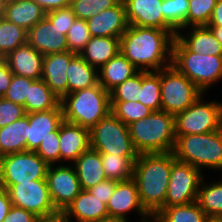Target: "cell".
Here are the masks:
<instances>
[{
    "label": "cell",
    "mask_w": 222,
    "mask_h": 222,
    "mask_svg": "<svg viewBox=\"0 0 222 222\" xmlns=\"http://www.w3.org/2000/svg\"><path fill=\"white\" fill-rule=\"evenodd\" d=\"M174 38L168 30L129 25L120 37L119 51L139 71H159L172 65Z\"/></svg>",
    "instance_id": "obj_1"
},
{
    "label": "cell",
    "mask_w": 222,
    "mask_h": 222,
    "mask_svg": "<svg viewBox=\"0 0 222 222\" xmlns=\"http://www.w3.org/2000/svg\"><path fill=\"white\" fill-rule=\"evenodd\" d=\"M173 152L139 154L134 163L133 179L138 188L139 199L145 210L153 216L165 203Z\"/></svg>",
    "instance_id": "obj_2"
},
{
    "label": "cell",
    "mask_w": 222,
    "mask_h": 222,
    "mask_svg": "<svg viewBox=\"0 0 222 222\" xmlns=\"http://www.w3.org/2000/svg\"><path fill=\"white\" fill-rule=\"evenodd\" d=\"M133 145L139 154L173 152L176 144L175 116L163 110L128 125Z\"/></svg>",
    "instance_id": "obj_3"
},
{
    "label": "cell",
    "mask_w": 222,
    "mask_h": 222,
    "mask_svg": "<svg viewBox=\"0 0 222 222\" xmlns=\"http://www.w3.org/2000/svg\"><path fill=\"white\" fill-rule=\"evenodd\" d=\"M60 105L66 122L90 130L111 112L110 92L98 83L64 95L60 99Z\"/></svg>",
    "instance_id": "obj_4"
},
{
    "label": "cell",
    "mask_w": 222,
    "mask_h": 222,
    "mask_svg": "<svg viewBox=\"0 0 222 222\" xmlns=\"http://www.w3.org/2000/svg\"><path fill=\"white\" fill-rule=\"evenodd\" d=\"M173 153L176 160L199 170L207 167L222 171V128L204 134L176 135Z\"/></svg>",
    "instance_id": "obj_5"
},
{
    "label": "cell",
    "mask_w": 222,
    "mask_h": 222,
    "mask_svg": "<svg viewBox=\"0 0 222 222\" xmlns=\"http://www.w3.org/2000/svg\"><path fill=\"white\" fill-rule=\"evenodd\" d=\"M172 65L203 93L222 79V56L193 53L176 37L172 44Z\"/></svg>",
    "instance_id": "obj_6"
},
{
    "label": "cell",
    "mask_w": 222,
    "mask_h": 222,
    "mask_svg": "<svg viewBox=\"0 0 222 222\" xmlns=\"http://www.w3.org/2000/svg\"><path fill=\"white\" fill-rule=\"evenodd\" d=\"M90 148L111 155L139 156L129 134L128 125L112 112L90 129Z\"/></svg>",
    "instance_id": "obj_7"
},
{
    "label": "cell",
    "mask_w": 222,
    "mask_h": 222,
    "mask_svg": "<svg viewBox=\"0 0 222 222\" xmlns=\"http://www.w3.org/2000/svg\"><path fill=\"white\" fill-rule=\"evenodd\" d=\"M161 110L176 115L204 94L187 76L173 65L160 69Z\"/></svg>",
    "instance_id": "obj_8"
},
{
    "label": "cell",
    "mask_w": 222,
    "mask_h": 222,
    "mask_svg": "<svg viewBox=\"0 0 222 222\" xmlns=\"http://www.w3.org/2000/svg\"><path fill=\"white\" fill-rule=\"evenodd\" d=\"M203 94L185 111L175 115V135L204 134L222 128V103L204 102Z\"/></svg>",
    "instance_id": "obj_9"
},
{
    "label": "cell",
    "mask_w": 222,
    "mask_h": 222,
    "mask_svg": "<svg viewBox=\"0 0 222 222\" xmlns=\"http://www.w3.org/2000/svg\"><path fill=\"white\" fill-rule=\"evenodd\" d=\"M48 164L33 151H22L0 157V176L3 189L13 184L46 179Z\"/></svg>",
    "instance_id": "obj_10"
},
{
    "label": "cell",
    "mask_w": 222,
    "mask_h": 222,
    "mask_svg": "<svg viewBox=\"0 0 222 222\" xmlns=\"http://www.w3.org/2000/svg\"><path fill=\"white\" fill-rule=\"evenodd\" d=\"M201 172L188 163L175 160L172 163L165 203L153 216H156L164 207L197 201L198 190L204 177Z\"/></svg>",
    "instance_id": "obj_11"
},
{
    "label": "cell",
    "mask_w": 222,
    "mask_h": 222,
    "mask_svg": "<svg viewBox=\"0 0 222 222\" xmlns=\"http://www.w3.org/2000/svg\"><path fill=\"white\" fill-rule=\"evenodd\" d=\"M12 205L45 217L58 213L51 200L46 179L13 184L7 189Z\"/></svg>",
    "instance_id": "obj_12"
},
{
    "label": "cell",
    "mask_w": 222,
    "mask_h": 222,
    "mask_svg": "<svg viewBox=\"0 0 222 222\" xmlns=\"http://www.w3.org/2000/svg\"><path fill=\"white\" fill-rule=\"evenodd\" d=\"M55 167L48 166L46 181L54 207L63 212L82 189L73 166L60 164Z\"/></svg>",
    "instance_id": "obj_13"
},
{
    "label": "cell",
    "mask_w": 222,
    "mask_h": 222,
    "mask_svg": "<svg viewBox=\"0 0 222 222\" xmlns=\"http://www.w3.org/2000/svg\"><path fill=\"white\" fill-rule=\"evenodd\" d=\"M129 25L168 30L174 37L177 31L164 19L163 0H122Z\"/></svg>",
    "instance_id": "obj_14"
},
{
    "label": "cell",
    "mask_w": 222,
    "mask_h": 222,
    "mask_svg": "<svg viewBox=\"0 0 222 222\" xmlns=\"http://www.w3.org/2000/svg\"><path fill=\"white\" fill-rule=\"evenodd\" d=\"M64 121L62 107L27 114L26 142L27 150L35 152L41 141L51 136V132L56 131Z\"/></svg>",
    "instance_id": "obj_15"
},
{
    "label": "cell",
    "mask_w": 222,
    "mask_h": 222,
    "mask_svg": "<svg viewBox=\"0 0 222 222\" xmlns=\"http://www.w3.org/2000/svg\"><path fill=\"white\" fill-rule=\"evenodd\" d=\"M134 209L143 217H141L142 220L151 217L141 205L135 180L131 178L126 181L117 182L114 193L107 204L108 215L127 218V214Z\"/></svg>",
    "instance_id": "obj_16"
},
{
    "label": "cell",
    "mask_w": 222,
    "mask_h": 222,
    "mask_svg": "<svg viewBox=\"0 0 222 222\" xmlns=\"http://www.w3.org/2000/svg\"><path fill=\"white\" fill-rule=\"evenodd\" d=\"M27 42L43 55L69 51L66 36L46 17L28 31Z\"/></svg>",
    "instance_id": "obj_17"
},
{
    "label": "cell",
    "mask_w": 222,
    "mask_h": 222,
    "mask_svg": "<svg viewBox=\"0 0 222 222\" xmlns=\"http://www.w3.org/2000/svg\"><path fill=\"white\" fill-rule=\"evenodd\" d=\"M91 37L120 38L129 27L124 2L103 10L87 20Z\"/></svg>",
    "instance_id": "obj_18"
},
{
    "label": "cell",
    "mask_w": 222,
    "mask_h": 222,
    "mask_svg": "<svg viewBox=\"0 0 222 222\" xmlns=\"http://www.w3.org/2000/svg\"><path fill=\"white\" fill-rule=\"evenodd\" d=\"M74 52L50 53L44 55L42 80L61 99L68 94L67 67L75 56Z\"/></svg>",
    "instance_id": "obj_19"
},
{
    "label": "cell",
    "mask_w": 222,
    "mask_h": 222,
    "mask_svg": "<svg viewBox=\"0 0 222 222\" xmlns=\"http://www.w3.org/2000/svg\"><path fill=\"white\" fill-rule=\"evenodd\" d=\"M3 59L14 75L34 80L42 79L44 55L28 42L8 53Z\"/></svg>",
    "instance_id": "obj_20"
},
{
    "label": "cell",
    "mask_w": 222,
    "mask_h": 222,
    "mask_svg": "<svg viewBox=\"0 0 222 222\" xmlns=\"http://www.w3.org/2000/svg\"><path fill=\"white\" fill-rule=\"evenodd\" d=\"M60 162H74L90 148V130L80 125L66 122L59 127Z\"/></svg>",
    "instance_id": "obj_21"
},
{
    "label": "cell",
    "mask_w": 222,
    "mask_h": 222,
    "mask_svg": "<svg viewBox=\"0 0 222 222\" xmlns=\"http://www.w3.org/2000/svg\"><path fill=\"white\" fill-rule=\"evenodd\" d=\"M65 222H71L70 217L76 222H98L100 219L109 216L107 205L97 197H94L88 190L81 192L62 212Z\"/></svg>",
    "instance_id": "obj_22"
},
{
    "label": "cell",
    "mask_w": 222,
    "mask_h": 222,
    "mask_svg": "<svg viewBox=\"0 0 222 222\" xmlns=\"http://www.w3.org/2000/svg\"><path fill=\"white\" fill-rule=\"evenodd\" d=\"M138 72L139 69L119 51L114 58H111L98 69V82L105 90L110 92L117 85L133 77Z\"/></svg>",
    "instance_id": "obj_23"
},
{
    "label": "cell",
    "mask_w": 222,
    "mask_h": 222,
    "mask_svg": "<svg viewBox=\"0 0 222 222\" xmlns=\"http://www.w3.org/2000/svg\"><path fill=\"white\" fill-rule=\"evenodd\" d=\"M73 166L80 181L81 189L83 190H88L107 179L101 161V154L92 148L83 152L74 161Z\"/></svg>",
    "instance_id": "obj_24"
},
{
    "label": "cell",
    "mask_w": 222,
    "mask_h": 222,
    "mask_svg": "<svg viewBox=\"0 0 222 222\" xmlns=\"http://www.w3.org/2000/svg\"><path fill=\"white\" fill-rule=\"evenodd\" d=\"M187 35L176 33V38L191 52L206 55L222 56V45L207 26L191 27Z\"/></svg>",
    "instance_id": "obj_25"
},
{
    "label": "cell",
    "mask_w": 222,
    "mask_h": 222,
    "mask_svg": "<svg viewBox=\"0 0 222 222\" xmlns=\"http://www.w3.org/2000/svg\"><path fill=\"white\" fill-rule=\"evenodd\" d=\"M46 17L43 8L32 0H9L4 18L29 31Z\"/></svg>",
    "instance_id": "obj_26"
},
{
    "label": "cell",
    "mask_w": 222,
    "mask_h": 222,
    "mask_svg": "<svg viewBox=\"0 0 222 222\" xmlns=\"http://www.w3.org/2000/svg\"><path fill=\"white\" fill-rule=\"evenodd\" d=\"M120 47V38L116 37H91L80 56L96 69L105 65L111 58H114Z\"/></svg>",
    "instance_id": "obj_27"
},
{
    "label": "cell",
    "mask_w": 222,
    "mask_h": 222,
    "mask_svg": "<svg viewBox=\"0 0 222 222\" xmlns=\"http://www.w3.org/2000/svg\"><path fill=\"white\" fill-rule=\"evenodd\" d=\"M68 94L93 87L98 82V70L76 54L67 67Z\"/></svg>",
    "instance_id": "obj_28"
},
{
    "label": "cell",
    "mask_w": 222,
    "mask_h": 222,
    "mask_svg": "<svg viewBox=\"0 0 222 222\" xmlns=\"http://www.w3.org/2000/svg\"><path fill=\"white\" fill-rule=\"evenodd\" d=\"M27 114L5 127L0 128V157L27 151Z\"/></svg>",
    "instance_id": "obj_29"
},
{
    "label": "cell",
    "mask_w": 222,
    "mask_h": 222,
    "mask_svg": "<svg viewBox=\"0 0 222 222\" xmlns=\"http://www.w3.org/2000/svg\"><path fill=\"white\" fill-rule=\"evenodd\" d=\"M60 98L42 80H34L29 87L28 97L25 99V112H43L57 108Z\"/></svg>",
    "instance_id": "obj_30"
},
{
    "label": "cell",
    "mask_w": 222,
    "mask_h": 222,
    "mask_svg": "<svg viewBox=\"0 0 222 222\" xmlns=\"http://www.w3.org/2000/svg\"><path fill=\"white\" fill-rule=\"evenodd\" d=\"M104 173L107 179L126 181L133 178L134 163L138 156L111 155L100 153Z\"/></svg>",
    "instance_id": "obj_31"
},
{
    "label": "cell",
    "mask_w": 222,
    "mask_h": 222,
    "mask_svg": "<svg viewBox=\"0 0 222 222\" xmlns=\"http://www.w3.org/2000/svg\"><path fill=\"white\" fill-rule=\"evenodd\" d=\"M139 102L152 111L161 110V82L159 71H140Z\"/></svg>",
    "instance_id": "obj_32"
},
{
    "label": "cell",
    "mask_w": 222,
    "mask_h": 222,
    "mask_svg": "<svg viewBox=\"0 0 222 222\" xmlns=\"http://www.w3.org/2000/svg\"><path fill=\"white\" fill-rule=\"evenodd\" d=\"M155 217L160 222H204L207 218L197 201L164 207Z\"/></svg>",
    "instance_id": "obj_33"
},
{
    "label": "cell",
    "mask_w": 222,
    "mask_h": 222,
    "mask_svg": "<svg viewBox=\"0 0 222 222\" xmlns=\"http://www.w3.org/2000/svg\"><path fill=\"white\" fill-rule=\"evenodd\" d=\"M197 203L207 217H222V181L207 185L202 180Z\"/></svg>",
    "instance_id": "obj_34"
},
{
    "label": "cell",
    "mask_w": 222,
    "mask_h": 222,
    "mask_svg": "<svg viewBox=\"0 0 222 222\" xmlns=\"http://www.w3.org/2000/svg\"><path fill=\"white\" fill-rule=\"evenodd\" d=\"M28 31L5 18L0 19V56L4 58L17 47L27 43Z\"/></svg>",
    "instance_id": "obj_35"
},
{
    "label": "cell",
    "mask_w": 222,
    "mask_h": 222,
    "mask_svg": "<svg viewBox=\"0 0 222 222\" xmlns=\"http://www.w3.org/2000/svg\"><path fill=\"white\" fill-rule=\"evenodd\" d=\"M111 112L125 125L149 116L152 110L139 101H110Z\"/></svg>",
    "instance_id": "obj_36"
},
{
    "label": "cell",
    "mask_w": 222,
    "mask_h": 222,
    "mask_svg": "<svg viewBox=\"0 0 222 222\" xmlns=\"http://www.w3.org/2000/svg\"><path fill=\"white\" fill-rule=\"evenodd\" d=\"M164 19L177 31L187 28L189 0H163Z\"/></svg>",
    "instance_id": "obj_37"
},
{
    "label": "cell",
    "mask_w": 222,
    "mask_h": 222,
    "mask_svg": "<svg viewBox=\"0 0 222 222\" xmlns=\"http://www.w3.org/2000/svg\"><path fill=\"white\" fill-rule=\"evenodd\" d=\"M217 0H189L187 28L207 26Z\"/></svg>",
    "instance_id": "obj_38"
},
{
    "label": "cell",
    "mask_w": 222,
    "mask_h": 222,
    "mask_svg": "<svg viewBox=\"0 0 222 222\" xmlns=\"http://www.w3.org/2000/svg\"><path fill=\"white\" fill-rule=\"evenodd\" d=\"M122 0H71V8L77 19L88 20L103 10L118 5Z\"/></svg>",
    "instance_id": "obj_39"
},
{
    "label": "cell",
    "mask_w": 222,
    "mask_h": 222,
    "mask_svg": "<svg viewBox=\"0 0 222 222\" xmlns=\"http://www.w3.org/2000/svg\"><path fill=\"white\" fill-rule=\"evenodd\" d=\"M70 52L80 54L91 39V34L86 20L76 19L66 35Z\"/></svg>",
    "instance_id": "obj_40"
},
{
    "label": "cell",
    "mask_w": 222,
    "mask_h": 222,
    "mask_svg": "<svg viewBox=\"0 0 222 222\" xmlns=\"http://www.w3.org/2000/svg\"><path fill=\"white\" fill-rule=\"evenodd\" d=\"M140 71L110 91V101H139Z\"/></svg>",
    "instance_id": "obj_41"
},
{
    "label": "cell",
    "mask_w": 222,
    "mask_h": 222,
    "mask_svg": "<svg viewBox=\"0 0 222 222\" xmlns=\"http://www.w3.org/2000/svg\"><path fill=\"white\" fill-rule=\"evenodd\" d=\"M48 165L58 164L60 161L59 128L51 132V136L43 139L35 151Z\"/></svg>",
    "instance_id": "obj_42"
},
{
    "label": "cell",
    "mask_w": 222,
    "mask_h": 222,
    "mask_svg": "<svg viewBox=\"0 0 222 222\" xmlns=\"http://www.w3.org/2000/svg\"><path fill=\"white\" fill-rule=\"evenodd\" d=\"M33 81L34 79L13 74L11 84L3 97L24 106L25 109V99L28 97L29 87Z\"/></svg>",
    "instance_id": "obj_43"
},
{
    "label": "cell",
    "mask_w": 222,
    "mask_h": 222,
    "mask_svg": "<svg viewBox=\"0 0 222 222\" xmlns=\"http://www.w3.org/2000/svg\"><path fill=\"white\" fill-rule=\"evenodd\" d=\"M25 115L24 106L0 97V128L13 123Z\"/></svg>",
    "instance_id": "obj_44"
},
{
    "label": "cell",
    "mask_w": 222,
    "mask_h": 222,
    "mask_svg": "<svg viewBox=\"0 0 222 222\" xmlns=\"http://www.w3.org/2000/svg\"><path fill=\"white\" fill-rule=\"evenodd\" d=\"M46 18L66 36L77 19L71 7L60 8L46 13Z\"/></svg>",
    "instance_id": "obj_45"
},
{
    "label": "cell",
    "mask_w": 222,
    "mask_h": 222,
    "mask_svg": "<svg viewBox=\"0 0 222 222\" xmlns=\"http://www.w3.org/2000/svg\"><path fill=\"white\" fill-rule=\"evenodd\" d=\"M117 182L118 181L112 179H105L94 187L89 188L88 191L107 205L110 197L114 193Z\"/></svg>",
    "instance_id": "obj_46"
},
{
    "label": "cell",
    "mask_w": 222,
    "mask_h": 222,
    "mask_svg": "<svg viewBox=\"0 0 222 222\" xmlns=\"http://www.w3.org/2000/svg\"><path fill=\"white\" fill-rule=\"evenodd\" d=\"M37 216L23 208L12 206L3 222H34Z\"/></svg>",
    "instance_id": "obj_47"
},
{
    "label": "cell",
    "mask_w": 222,
    "mask_h": 222,
    "mask_svg": "<svg viewBox=\"0 0 222 222\" xmlns=\"http://www.w3.org/2000/svg\"><path fill=\"white\" fill-rule=\"evenodd\" d=\"M13 78V73L10 70L6 61L0 59V97H3L8 90Z\"/></svg>",
    "instance_id": "obj_48"
},
{
    "label": "cell",
    "mask_w": 222,
    "mask_h": 222,
    "mask_svg": "<svg viewBox=\"0 0 222 222\" xmlns=\"http://www.w3.org/2000/svg\"><path fill=\"white\" fill-rule=\"evenodd\" d=\"M32 1L39 4L46 13L60 8H66L71 6V0H32Z\"/></svg>",
    "instance_id": "obj_49"
},
{
    "label": "cell",
    "mask_w": 222,
    "mask_h": 222,
    "mask_svg": "<svg viewBox=\"0 0 222 222\" xmlns=\"http://www.w3.org/2000/svg\"><path fill=\"white\" fill-rule=\"evenodd\" d=\"M12 201L6 189L0 190V222H3L12 207Z\"/></svg>",
    "instance_id": "obj_50"
},
{
    "label": "cell",
    "mask_w": 222,
    "mask_h": 222,
    "mask_svg": "<svg viewBox=\"0 0 222 222\" xmlns=\"http://www.w3.org/2000/svg\"><path fill=\"white\" fill-rule=\"evenodd\" d=\"M207 26H220L222 27V0H217L210 22Z\"/></svg>",
    "instance_id": "obj_51"
},
{
    "label": "cell",
    "mask_w": 222,
    "mask_h": 222,
    "mask_svg": "<svg viewBox=\"0 0 222 222\" xmlns=\"http://www.w3.org/2000/svg\"><path fill=\"white\" fill-rule=\"evenodd\" d=\"M34 222H65L62 212H58L54 215L37 217Z\"/></svg>",
    "instance_id": "obj_52"
},
{
    "label": "cell",
    "mask_w": 222,
    "mask_h": 222,
    "mask_svg": "<svg viewBox=\"0 0 222 222\" xmlns=\"http://www.w3.org/2000/svg\"><path fill=\"white\" fill-rule=\"evenodd\" d=\"M98 222H128V221L127 218L123 217L107 216L100 219Z\"/></svg>",
    "instance_id": "obj_53"
},
{
    "label": "cell",
    "mask_w": 222,
    "mask_h": 222,
    "mask_svg": "<svg viewBox=\"0 0 222 222\" xmlns=\"http://www.w3.org/2000/svg\"><path fill=\"white\" fill-rule=\"evenodd\" d=\"M207 27H209L212 30V32L214 33L216 39L222 45V27H220V26H207Z\"/></svg>",
    "instance_id": "obj_54"
},
{
    "label": "cell",
    "mask_w": 222,
    "mask_h": 222,
    "mask_svg": "<svg viewBox=\"0 0 222 222\" xmlns=\"http://www.w3.org/2000/svg\"><path fill=\"white\" fill-rule=\"evenodd\" d=\"M8 1L9 0H0V19L4 18Z\"/></svg>",
    "instance_id": "obj_55"
},
{
    "label": "cell",
    "mask_w": 222,
    "mask_h": 222,
    "mask_svg": "<svg viewBox=\"0 0 222 222\" xmlns=\"http://www.w3.org/2000/svg\"><path fill=\"white\" fill-rule=\"evenodd\" d=\"M204 222H222V217H207Z\"/></svg>",
    "instance_id": "obj_56"
},
{
    "label": "cell",
    "mask_w": 222,
    "mask_h": 222,
    "mask_svg": "<svg viewBox=\"0 0 222 222\" xmlns=\"http://www.w3.org/2000/svg\"><path fill=\"white\" fill-rule=\"evenodd\" d=\"M151 218H152V222H160L155 216H151ZM141 222H150L149 221V218L146 220H141Z\"/></svg>",
    "instance_id": "obj_57"
},
{
    "label": "cell",
    "mask_w": 222,
    "mask_h": 222,
    "mask_svg": "<svg viewBox=\"0 0 222 222\" xmlns=\"http://www.w3.org/2000/svg\"><path fill=\"white\" fill-rule=\"evenodd\" d=\"M2 189V184H1V176H0V190Z\"/></svg>",
    "instance_id": "obj_58"
}]
</instances>
